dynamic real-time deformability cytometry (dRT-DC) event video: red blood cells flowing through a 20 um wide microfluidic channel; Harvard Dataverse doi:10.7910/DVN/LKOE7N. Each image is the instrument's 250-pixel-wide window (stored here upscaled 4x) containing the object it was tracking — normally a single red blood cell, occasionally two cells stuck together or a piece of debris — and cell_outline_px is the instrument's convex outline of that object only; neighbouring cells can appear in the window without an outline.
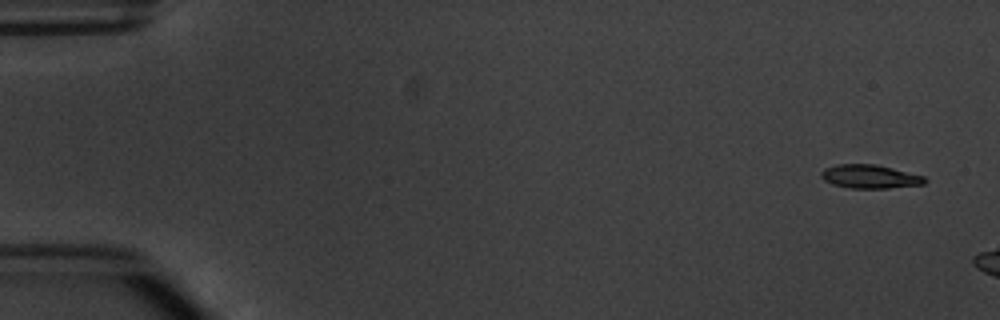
{"species": "common noctule bat (a hibernating species)", "species_latin": "Nyctalus noctula", "temperature_condition": "warm", "stored_images_in_passage": 3, "camera_frame_rate_fps": 3000, "um_per_image_px": 0.085, "animal": {"sex": "male", "body_mass_g": 20.1, "forearm_length_mm": 53.5}, "frame": {"image": 1, "passage_image": 1, "time_ms": 0.0, "image_size_px": [1000, 320], "cell_outline_px": [[928, 180], [924, 184], [888, 188], [852, 188], [832, 184], [824, 180], [820, 176], [820, 172], [824, 168], [836, 164], [876, 164], [924, 176]], "centroid_in_image_um": [73.92, 15.0], "position_along_channel_um": 11.1, "area_um2": 14.28}}